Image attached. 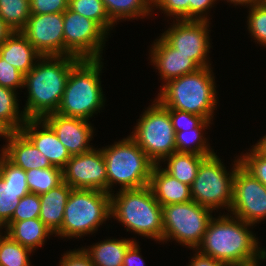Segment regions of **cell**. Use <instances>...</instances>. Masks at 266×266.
Masks as SVG:
<instances>
[{
	"label": "cell",
	"instance_id": "d6a6232c",
	"mask_svg": "<svg viewBox=\"0 0 266 266\" xmlns=\"http://www.w3.org/2000/svg\"><path fill=\"white\" fill-rule=\"evenodd\" d=\"M4 235L0 234V266H30L29 254L32 251Z\"/></svg>",
	"mask_w": 266,
	"mask_h": 266
},
{
	"label": "cell",
	"instance_id": "74e56055",
	"mask_svg": "<svg viewBox=\"0 0 266 266\" xmlns=\"http://www.w3.org/2000/svg\"><path fill=\"white\" fill-rule=\"evenodd\" d=\"M0 86L16 91L24 87V75L0 57Z\"/></svg>",
	"mask_w": 266,
	"mask_h": 266
},
{
	"label": "cell",
	"instance_id": "1f68e13d",
	"mask_svg": "<svg viewBox=\"0 0 266 266\" xmlns=\"http://www.w3.org/2000/svg\"><path fill=\"white\" fill-rule=\"evenodd\" d=\"M68 8L95 21L107 34L115 24L109 18L102 0H69Z\"/></svg>",
	"mask_w": 266,
	"mask_h": 266
},
{
	"label": "cell",
	"instance_id": "30bf717a",
	"mask_svg": "<svg viewBox=\"0 0 266 266\" xmlns=\"http://www.w3.org/2000/svg\"><path fill=\"white\" fill-rule=\"evenodd\" d=\"M212 211L194 200L162 206L163 241L170 238L193 250L197 249L213 218Z\"/></svg>",
	"mask_w": 266,
	"mask_h": 266
},
{
	"label": "cell",
	"instance_id": "f6af8a7d",
	"mask_svg": "<svg viewBox=\"0 0 266 266\" xmlns=\"http://www.w3.org/2000/svg\"><path fill=\"white\" fill-rule=\"evenodd\" d=\"M14 31L3 21L0 17V45L13 33Z\"/></svg>",
	"mask_w": 266,
	"mask_h": 266
},
{
	"label": "cell",
	"instance_id": "52a82bcc",
	"mask_svg": "<svg viewBox=\"0 0 266 266\" xmlns=\"http://www.w3.org/2000/svg\"><path fill=\"white\" fill-rule=\"evenodd\" d=\"M111 218V194L101 190L72 189L68 197L60 237H82L98 230Z\"/></svg>",
	"mask_w": 266,
	"mask_h": 266
},
{
	"label": "cell",
	"instance_id": "cb8c5ba5",
	"mask_svg": "<svg viewBox=\"0 0 266 266\" xmlns=\"http://www.w3.org/2000/svg\"><path fill=\"white\" fill-rule=\"evenodd\" d=\"M4 228L5 233L11 239L29 248L32 252L36 250V247L42 246L46 238L53 234L39 218L9 221Z\"/></svg>",
	"mask_w": 266,
	"mask_h": 266
},
{
	"label": "cell",
	"instance_id": "484cf974",
	"mask_svg": "<svg viewBox=\"0 0 266 266\" xmlns=\"http://www.w3.org/2000/svg\"><path fill=\"white\" fill-rule=\"evenodd\" d=\"M208 156L211 155L173 152L163 160L168 162L167 167L163 169L180 182L191 186L201 162Z\"/></svg>",
	"mask_w": 266,
	"mask_h": 266
},
{
	"label": "cell",
	"instance_id": "f546056e",
	"mask_svg": "<svg viewBox=\"0 0 266 266\" xmlns=\"http://www.w3.org/2000/svg\"><path fill=\"white\" fill-rule=\"evenodd\" d=\"M30 193L43 194L63 183V169L52 166L26 171Z\"/></svg>",
	"mask_w": 266,
	"mask_h": 266
},
{
	"label": "cell",
	"instance_id": "44dd1931",
	"mask_svg": "<svg viewBox=\"0 0 266 266\" xmlns=\"http://www.w3.org/2000/svg\"><path fill=\"white\" fill-rule=\"evenodd\" d=\"M162 166L155 164L149 186L161 206L186 203L192 200L190 186L168 174Z\"/></svg>",
	"mask_w": 266,
	"mask_h": 266
},
{
	"label": "cell",
	"instance_id": "7dc6e473",
	"mask_svg": "<svg viewBox=\"0 0 266 266\" xmlns=\"http://www.w3.org/2000/svg\"><path fill=\"white\" fill-rule=\"evenodd\" d=\"M264 0H227V2H230V3H234V5L236 6V5H243V6H246L247 5V7L249 6V7H251V6H253V5H256V4H260V3H262ZM245 4V5H244Z\"/></svg>",
	"mask_w": 266,
	"mask_h": 266
},
{
	"label": "cell",
	"instance_id": "8fae6325",
	"mask_svg": "<svg viewBox=\"0 0 266 266\" xmlns=\"http://www.w3.org/2000/svg\"><path fill=\"white\" fill-rule=\"evenodd\" d=\"M64 56L102 59L106 35L95 21L67 8L63 12Z\"/></svg>",
	"mask_w": 266,
	"mask_h": 266
},
{
	"label": "cell",
	"instance_id": "d6986e66",
	"mask_svg": "<svg viewBox=\"0 0 266 266\" xmlns=\"http://www.w3.org/2000/svg\"><path fill=\"white\" fill-rule=\"evenodd\" d=\"M151 48V63L165 83L200 68L189 56L177 52L162 36L156 39Z\"/></svg>",
	"mask_w": 266,
	"mask_h": 266
},
{
	"label": "cell",
	"instance_id": "4dcf8cb0",
	"mask_svg": "<svg viewBox=\"0 0 266 266\" xmlns=\"http://www.w3.org/2000/svg\"><path fill=\"white\" fill-rule=\"evenodd\" d=\"M30 15V0H0V17L13 31H21Z\"/></svg>",
	"mask_w": 266,
	"mask_h": 266
},
{
	"label": "cell",
	"instance_id": "681fc988",
	"mask_svg": "<svg viewBox=\"0 0 266 266\" xmlns=\"http://www.w3.org/2000/svg\"><path fill=\"white\" fill-rule=\"evenodd\" d=\"M259 263H255V264H252V265H247V266H258Z\"/></svg>",
	"mask_w": 266,
	"mask_h": 266
},
{
	"label": "cell",
	"instance_id": "f35d334b",
	"mask_svg": "<svg viewBox=\"0 0 266 266\" xmlns=\"http://www.w3.org/2000/svg\"><path fill=\"white\" fill-rule=\"evenodd\" d=\"M169 111L174 132L198 127L205 118L186 111L167 109Z\"/></svg>",
	"mask_w": 266,
	"mask_h": 266
},
{
	"label": "cell",
	"instance_id": "ffe728a7",
	"mask_svg": "<svg viewBox=\"0 0 266 266\" xmlns=\"http://www.w3.org/2000/svg\"><path fill=\"white\" fill-rule=\"evenodd\" d=\"M5 139L8 143L1 153L14 165L25 171L52 167L48 158L20 131L8 132Z\"/></svg>",
	"mask_w": 266,
	"mask_h": 266
},
{
	"label": "cell",
	"instance_id": "60d3db41",
	"mask_svg": "<svg viewBox=\"0 0 266 266\" xmlns=\"http://www.w3.org/2000/svg\"><path fill=\"white\" fill-rule=\"evenodd\" d=\"M60 266H95L89 255L81 249L71 250L66 252L62 260L60 259Z\"/></svg>",
	"mask_w": 266,
	"mask_h": 266
},
{
	"label": "cell",
	"instance_id": "e0dca14e",
	"mask_svg": "<svg viewBox=\"0 0 266 266\" xmlns=\"http://www.w3.org/2000/svg\"><path fill=\"white\" fill-rule=\"evenodd\" d=\"M43 120L52 128L71 156L93 149L89 143L93 138L94 127L89 124L88 120L58 113L49 114Z\"/></svg>",
	"mask_w": 266,
	"mask_h": 266
},
{
	"label": "cell",
	"instance_id": "c3c4849f",
	"mask_svg": "<svg viewBox=\"0 0 266 266\" xmlns=\"http://www.w3.org/2000/svg\"><path fill=\"white\" fill-rule=\"evenodd\" d=\"M8 131L0 124V137L6 138Z\"/></svg>",
	"mask_w": 266,
	"mask_h": 266
},
{
	"label": "cell",
	"instance_id": "4316f807",
	"mask_svg": "<svg viewBox=\"0 0 266 266\" xmlns=\"http://www.w3.org/2000/svg\"><path fill=\"white\" fill-rule=\"evenodd\" d=\"M211 120H204L198 127L181 130L175 133L176 152L191 153L196 155H213L203 130L207 129ZM206 139V140H205ZM193 144V145H192Z\"/></svg>",
	"mask_w": 266,
	"mask_h": 266
},
{
	"label": "cell",
	"instance_id": "3957f363",
	"mask_svg": "<svg viewBox=\"0 0 266 266\" xmlns=\"http://www.w3.org/2000/svg\"><path fill=\"white\" fill-rule=\"evenodd\" d=\"M213 75L209 66L173 79L162 86L156 100L166 109L186 111L211 120L217 105Z\"/></svg>",
	"mask_w": 266,
	"mask_h": 266
},
{
	"label": "cell",
	"instance_id": "ba28073f",
	"mask_svg": "<svg viewBox=\"0 0 266 266\" xmlns=\"http://www.w3.org/2000/svg\"><path fill=\"white\" fill-rule=\"evenodd\" d=\"M222 163L216 153L201 162L190 186L191 196L196 203L211 210L223 209L224 206L230 211L233 203V180L240 161L239 158L234 161L230 174Z\"/></svg>",
	"mask_w": 266,
	"mask_h": 266
},
{
	"label": "cell",
	"instance_id": "603a6c76",
	"mask_svg": "<svg viewBox=\"0 0 266 266\" xmlns=\"http://www.w3.org/2000/svg\"><path fill=\"white\" fill-rule=\"evenodd\" d=\"M72 188L65 182L39 195V219L55 234L63 223L64 209Z\"/></svg>",
	"mask_w": 266,
	"mask_h": 266
},
{
	"label": "cell",
	"instance_id": "6da1fadb",
	"mask_svg": "<svg viewBox=\"0 0 266 266\" xmlns=\"http://www.w3.org/2000/svg\"><path fill=\"white\" fill-rule=\"evenodd\" d=\"M249 226L253 225L231 214L230 217H213L196 250L229 266H247L263 261L266 249L258 247L257 238L249 231Z\"/></svg>",
	"mask_w": 266,
	"mask_h": 266
},
{
	"label": "cell",
	"instance_id": "7bdbcfd3",
	"mask_svg": "<svg viewBox=\"0 0 266 266\" xmlns=\"http://www.w3.org/2000/svg\"><path fill=\"white\" fill-rule=\"evenodd\" d=\"M140 246L136 240L129 246L123 259V266H145L144 260L140 255Z\"/></svg>",
	"mask_w": 266,
	"mask_h": 266
},
{
	"label": "cell",
	"instance_id": "bcb514c9",
	"mask_svg": "<svg viewBox=\"0 0 266 266\" xmlns=\"http://www.w3.org/2000/svg\"><path fill=\"white\" fill-rule=\"evenodd\" d=\"M260 155L266 158V135L253 147Z\"/></svg>",
	"mask_w": 266,
	"mask_h": 266
},
{
	"label": "cell",
	"instance_id": "9a60e30c",
	"mask_svg": "<svg viewBox=\"0 0 266 266\" xmlns=\"http://www.w3.org/2000/svg\"><path fill=\"white\" fill-rule=\"evenodd\" d=\"M20 32L42 56H64L63 12L31 14Z\"/></svg>",
	"mask_w": 266,
	"mask_h": 266
},
{
	"label": "cell",
	"instance_id": "5b68a950",
	"mask_svg": "<svg viewBox=\"0 0 266 266\" xmlns=\"http://www.w3.org/2000/svg\"><path fill=\"white\" fill-rule=\"evenodd\" d=\"M101 59H81L72 69L56 113L89 120L105 102Z\"/></svg>",
	"mask_w": 266,
	"mask_h": 266
},
{
	"label": "cell",
	"instance_id": "d590c367",
	"mask_svg": "<svg viewBox=\"0 0 266 266\" xmlns=\"http://www.w3.org/2000/svg\"><path fill=\"white\" fill-rule=\"evenodd\" d=\"M40 198L38 194L28 193L22 197L10 221L39 218Z\"/></svg>",
	"mask_w": 266,
	"mask_h": 266
},
{
	"label": "cell",
	"instance_id": "8d00e7d4",
	"mask_svg": "<svg viewBox=\"0 0 266 266\" xmlns=\"http://www.w3.org/2000/svg\"><path fill=\"white\" fill-rule=\"evenodd\" d=\"M153 7H159L176 20H189V0H152Z\"/></svg>",
	"mask_w": 266,
	"mask_h": 266
},
{
	"label": "cell",
	"instance_id": "e575fe53",
	"mask_svg": "<svg viewBox=\"0 0 266 266\" xmlns=\"http://www.w3.org/2000/svg\"><path fill=\"white\" fill-rule=\"evenodd\" d=\"M240 165L253 177L266 186V158L253 147L247 154L239 157Z\"/></svg>",
	"mask_w": 266,
	"mask_h": 266
},
{
	"label": "cell",
	"instance_id": "2e32d148",
	"mask_svg": "<svg viewBox=\"0 0 266 266\" xmlns=\"http://www.w3.org/2000/svg\"><path fill=\"white\" fill-rule=\"evenodd\" d=\"M26 171L0 154V229L12 218L22 197L30 193Z\"/></svg>",
	"mask_w": 266,
	"mask_h": 266
},
{
	"label": "cell",
	"instance_id": "ac0fdd59",
	"mask_svg": "<svg viewBox=\"0 0 266 266\" xmlns=\"http://www.w3.org/2000/svg\"><path fill=\"white\" fill-rule=\"evenodd\" d=\"M42 126V130L38 127ZM20 132L49 160L52 166L63 169L71 158L66 147L43 119H27Z\"/></svg>",
	"mask_w": 266,
	"mask_h": 266
},
{
	"label": "cell",
	"instance_id": "7a4b0ae2",
	"mask_svg": "<svg viewBox=\"0 0 266 266\" xmlns=\"http://www.w3.org/2000/svg\"><path fill=\"white\" fill-rule=\"evenodd\" d=\"M81 59L74 56H42L24 76L28 99L24 107L27 119H43L56 113L71 69Z\"/></svg>",
	"mask_w": 266,
	"mask_h": 266
},
{
	"label": "cell",
	"instance_id": "d4e9b609",
	"mask_svg": "<svg viewBox=\"0 0 266 266\" xmlns=\"http://www.w3.org/2000/svg\"><path fill=\"white\" fill-rule=\"evenodd\" d=\"M134 241L133 239H107L83 250L95 266H123L125 253Z\"/></svg>",
	"mask_w": 266,
	"mask_h": 266
},
{
	"label": "cell",
	"instance_id": "8992f818",
	"mask_svg": "<svg viewBox=\"0 0 266 266\" xmlns=\"http://www.w3.org/2000/svg\"><path fill=\"white\" fill-rule=\"evenodd\" d=\"M101 150L106 165L109 194L113 190L112 186L117 183L122 186L120 190L149 185L155 163L130 136Z\"/></svg>",
	"mask_w": 266,
	"mask_h": 266
},
{
	"label": "cell",
	"instance_id": "5bb4252c",
	"mask_svg": "<svg viewBox=\"0 0 266 266\" xmlns=\"http://www.w3.org/2000/svg\"><path fill=\"white\" fill-rule=\"evenodd\" d=\"M63 182L72 189L101 190L108 193L102 150L93 148L86 153L72 155L63 168Z\"/></svg>",
	"mask_w": 266,
	"mask_h": 266
},
{
	"label": "cell",
	"instance_id": "83f0119b",
	"mask_svg": "<svg viewBox=\"0 0 266 266\" xmlns=\"http://www.w3.org/2000/svg\"><path fill=\"white\" fill-rule=\"evenodd\" d=\"M16 91L0 86V124L8 131H20L27 117L19 113Z\"/></svg>",
	"mask_w": 266,
	"mask_h": 266
},
{
	"label": "cell",
	"instance_id": "836d02e7",
	"mask_svg": "<svg viewBox=\"0 0 266 266\" xmlns=\"http://www.w3.org/2000/svg\"><path fill=\"white\" fill-rule=\"evenodd\" d=\"M248 15V28L257 43L266 46V2L253 5Z\"/></svg>",
	"mask_w": 266,
	"mask_h": 266
},
{
	"label": "cell",
	"instance_id": "4fadbf2b",
	"mask_svg": "<svg viewBox=\"0 0 266 266\" xmlns=\"http://www.w3.org/2000/svg\"><path fill=\"white\" fill-rule=\"evenodd\" d=\"M230 211L235 217L254 225L266 218V186L241 165L233 180V203Z\"/></svg>",
	"mask_w": 266,
	"mask_h": 266
},
{
	"label": "cell",
	"instance_id": "f1b7e54d",
	"mask_svg": "<svg viewBox=\"0 0 266 266\" xmlns=\"http://www.w3.org/2000/svg\"><path fill=\"white\" fill-rule=\"evenodd\" d=\"M109 18L117 23L120 19L143 18L150 15L152 0H102ZM142 16V17H141Z\"/></svg>",
	"mask_w": 266,
	"mask_h": 266
},
{
	"label": "cell",
	"instance_id": "7c38bea8",
	"mask_svg": "<svg viewBox=\"0 0 266 266\" xmlns=\"http://www.w3.org/2000/svg\"><path fill=\"white\" fill-rule=\"evenodd\" d=\"M175 24L162 33V37L183 55L189 56L200 68L209 67L210 50L208 20H174Z\"/></svg>",
	"mask_w": 266,
	"mask_h": 266
},
{
	"label": "cell",
	"instance_id": "7402d4cb",
	"mask_svg": "<svg viewBox=\"0 0 266 266\" xmlns=\"http://www.w3.org/2000/svg\"><path fill=\"white\" fill-rule=\"evenodd\" d=\"M0 57L25 76L42 55L20 31H14L0 45ZM36 59L37 61H35Z\"/></svg>",
	"mask_w": 266,
	"mask_h": 266
},
{
	"label": "cell",
	"instance_id": "ee69618b",
	"mask_svg": "<svg viewBox=\"0 0 266 266\" xmlns=\"http://www.w3.org/2000/svg\"><path fill=\"white\" fill-rule=\"evenodd\" d=\"M188 266H229L224 262L213 259L210 256L201 254L198 250Z\"/></svg>",
	"mask_w": 266,
	"mask_h": 266
},
{
	"label": "cell",
	"instance_id": "277c9868",
	"mask_svg": "<svg viewBox=\"0 0 266 266\" xmlns=\"http://www.w3.org/2000/svg\"><path fill=\"white\" fill-rule=\"evenodd\" d=\"M112 217L124 224L127 231L163 241L162 206L149 185L111 193Z\"/></svg>",
	"mask_w": 266,
	"mask_h": 266
},
{
	"label": "cell",
	"instance_id": "ab89813d",
	"mask_svg": "<svg viewBox=\"0 0 266 266\" xmlns=\"http://www.w3.org/2000/svg\"><path fill=\"white\" fill-rule=\"evenodd\" d=\"M69 0H30L31 14H48L64 12Z\"/></svg>",
	"mask_w": 266,
	"mask_h": 266
},
{
	"label": "cell",
	"instance_id": "9c48e42d",
	"mask_svg": "<svg viewBox=\"0 0 266 266\" xmlns=\"http://www.w3.org/2000/svg\"><path fill=\"white\" fill-rule=\"evenodd\" d=\"M140 118L130 137L160 166V161L176 152L175 132L169 111L155 98Z\"/></svg>",
	"mask_w": 266,
	"mask_h": 266
},
{
	"label": "cell",
	"instance_id": "b9f144b4",
	"mask_svg": "<svg viewBox=\"0 0 266 266\" xmlns=\"http://www.w3.org/2000/svg\"><path fill=\"white\" fill-rule=\"evenodd\" d=\"M215 1L217 0H189V20H209L205 13Z\"/></svg>",
	"mask_w": 266,
	"mask_h": 266
}]
</instances>
